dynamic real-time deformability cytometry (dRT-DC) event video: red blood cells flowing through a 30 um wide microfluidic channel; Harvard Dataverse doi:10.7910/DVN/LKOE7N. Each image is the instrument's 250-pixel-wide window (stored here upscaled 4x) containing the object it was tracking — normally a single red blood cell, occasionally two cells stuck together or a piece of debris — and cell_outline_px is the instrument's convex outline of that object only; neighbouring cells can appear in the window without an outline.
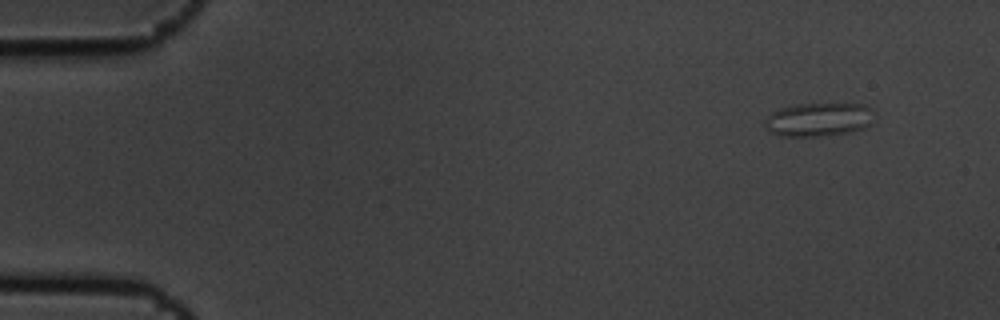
{"species": "common noctule bat (a hibernating species)", "species_latin": "Nyctalus noctula", "temperature_condition": "cold", "stored_images_in_passage": 5, "camera_frame_rate_fps": 3000, "um_per_image_px": 0.085, "animal": {"sex": "male", "body_mass_g": 19.5, "forearm_length_mm": 54.6}, "frame": {"image": 1, "passage_image": 1, "time_ms": 0.0, "image_size_px": [1000, 320], "cell_outline_px": [[872, 108], [868, 128], [852, 132], [820, 136], [780, 136], [772, 132], [764, 124], [764, 120], [772, 112], [780, 108], [796, 104], [864, 104]], "centroid_in_image_um": [69.58, 10.16], "position_along_channel_um": 15.4, "area_um2": 21.33}}
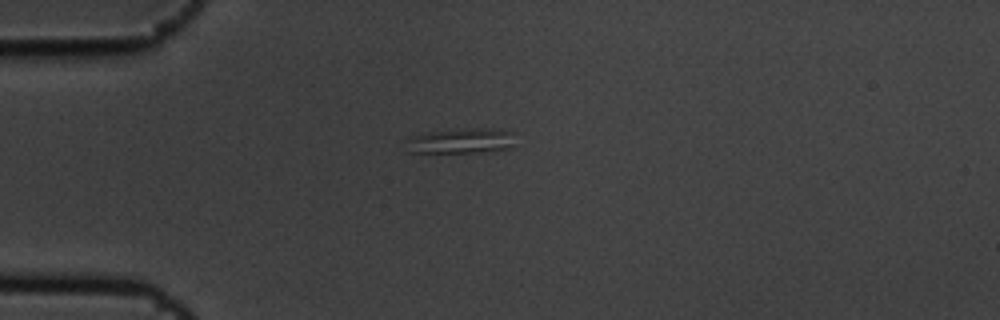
{"frame": {"image": 2, "passage_image": 4, "time_ms": 1.0, "image_size_px": [1000, 320], "cell_outline_px": [[516, 132], [512, 148], [480, 152], [408, 152], [408, 140], [412, 136], [424, 132], [464, 128], [488, 128]], "centroid_in_image_um": [39.26, 11.95], "position_along_channel_um": 45.7, "area_um2": 16.13}}